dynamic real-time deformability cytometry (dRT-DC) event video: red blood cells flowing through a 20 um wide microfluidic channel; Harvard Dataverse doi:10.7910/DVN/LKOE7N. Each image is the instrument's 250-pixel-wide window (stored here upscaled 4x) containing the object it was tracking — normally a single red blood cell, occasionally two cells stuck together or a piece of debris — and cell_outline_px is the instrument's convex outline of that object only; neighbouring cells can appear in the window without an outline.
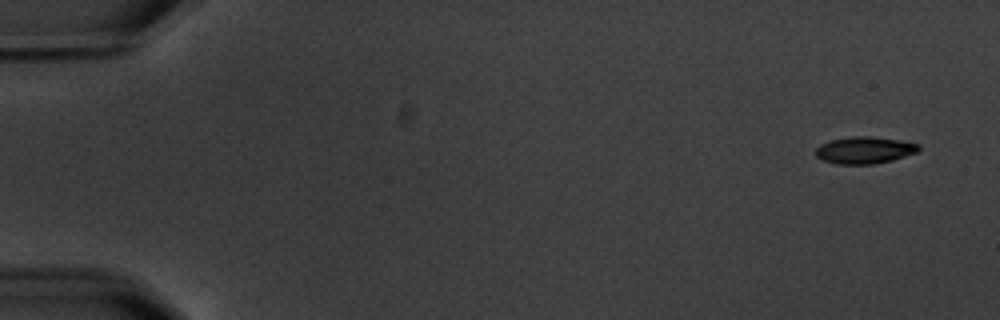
{"species": "common noctule bat (a hibernating species)", "species_latin": "Nyctalus noctula", "temperature_condition": "warm", "stored_images_in_passage": 9, "camera_frame_rate_fps": 3000, "um_per_image_px": 0.085, "animal": {"sex": "male", "body_mass_g": 20.1, "forearm_length_mm": 53.5}, "frame": {"image": 1, "passage_image": 1, "time_ms": 0.0, "image_size_px": [1000, 320], "cell_outline_px": [[920, 152], [892, 160], [872, 164], [836, 164], [820, 160], [816, 156], [816, 148], [820, 144], [832, 140], [852, 136], [868, 136], [900, 140], [920, 144]], "centroid_in_image_um": [73.5, 12.77], "position_along_channel_um": 11.5, "area_um2": 16.3}}
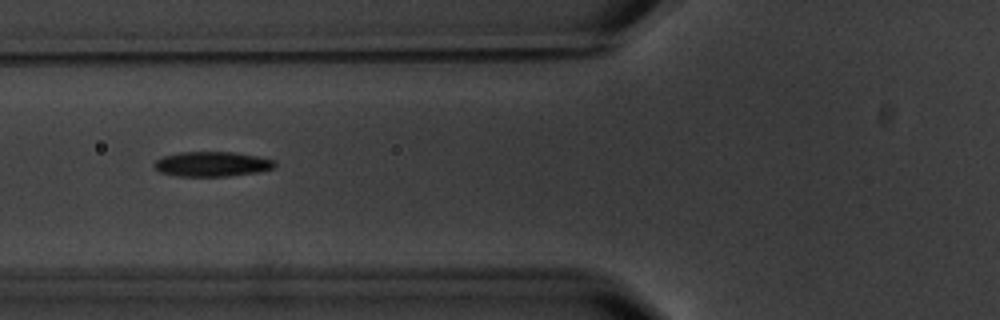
{"frame": {"image": 2, "passage_image": 6, "time_ms": 6.667, "image_size_px": [1000, 320], "cell_outline_px": [[276, 164], [272, 168], [260, 172], [228, 176], [180, 176], [160, 172], [152, 164], [156, 160], [164, 156], [180, 152], [236, 152], [276, 160]], "centroid_in_image_um": [18.04, 13.94], "position_along_channel_um": 107.8, "area_um2": 17.46}}
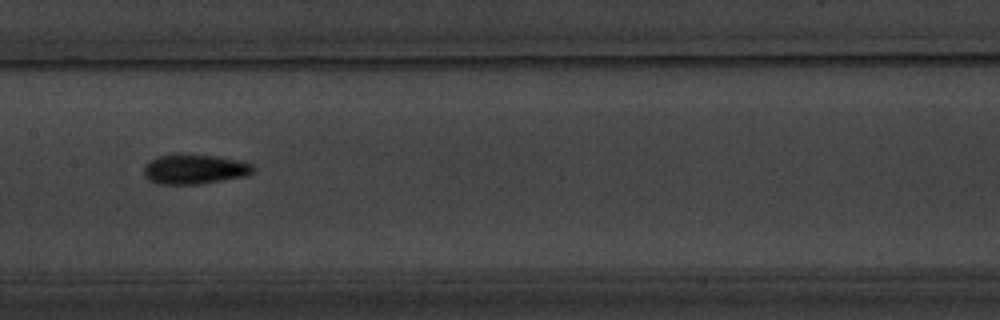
{"frame": {"image": 3, "passage_image": 8, "time_ms": 9.0, "image_size_px": [1000, 320], "cell_outline_px": [[256, 168], [252, 172], [244, 176], [196, 184], [160, 184], [148, 180], [144, 176], [144, 168], [156, 156], [176, 152], [184, 152], [216, 156], [236, 160], [252, 164]], "centroid_in_image_um": [16.49, 14.34], "position_along_channel_um": 190.9, "area_um2": 19.13}}